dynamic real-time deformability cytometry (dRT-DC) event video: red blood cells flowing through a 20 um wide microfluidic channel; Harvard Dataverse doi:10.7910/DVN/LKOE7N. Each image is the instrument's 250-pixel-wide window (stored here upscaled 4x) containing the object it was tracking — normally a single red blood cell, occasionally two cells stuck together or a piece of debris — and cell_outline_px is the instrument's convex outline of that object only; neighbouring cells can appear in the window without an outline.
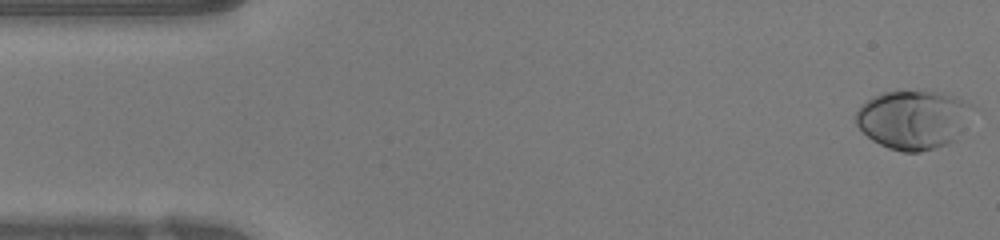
{"species": "human", "species_latin": "Homo sapiens", "temperature_condition": "warm", "stored_images_in_passage": 47, "camera_frame_rate_fps": 3000, "um_per_image_px": 0.085, "donor": {"sex": "female"}, "frame": {"image": 1, "passage_image": 1, "time_ms": 0.0, "image_size_px": [1000, 240], "cell_outline_px": [[972, 104], [952, 140], [936, 148], [920, 152], [904, 152], [888, 148], [872, 140], [856, 124], [856, 112], [860, 104], [872, 96], [884, 92], [936, 92], [956, 96]], "centroid_in_image_um": [77.5, 10.16], "position_along_channel_um": 7.5, "area_um2": 38.78}}
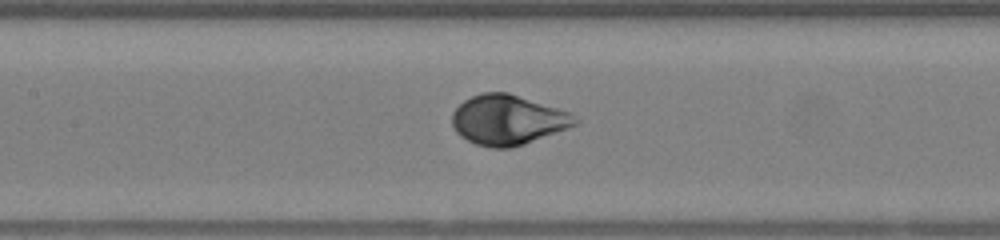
{"frame": {"image": 2, "passage_image": 21, "time_ms": 6.667, "image_size_px": [1000, 240], "cell_outline_px": [[580, 120], [576, 124], [568, 128], [524, 144], [512, 148], [492, 148], [476, 144], [460, 136], [456, 132], [452, 124], [452, 112], [464, 100], [480, 92], [508, 92], [568, 112]], "centroid_in_image_um": [43.13, 10.19], "position_along_channel_um": 164.3, "area_um2": 35.55}}
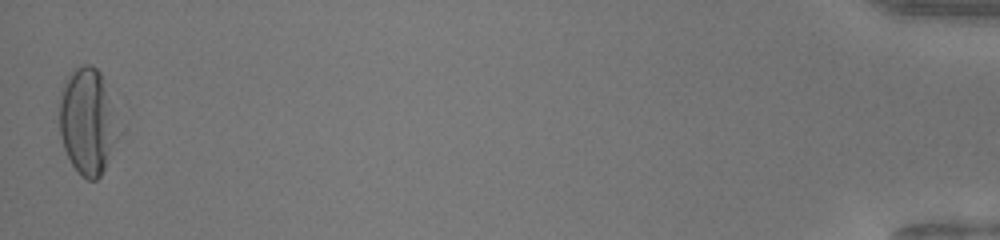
{"frame": {"image": 3, "passage_image": 47, "time_ms": 15.333, "image_size_px": [1000, 240], "cell_outline_px": [[128, 128], [100, 176], [96, 180], [88, 180], [80, 176], [72, 164], [64, 148], [60, 136], [60, 88], [64, 76], [72, 68], [84, 64], [92, 64], [100, 72], [128, 124]], "centroid_in_image_um": [7.6, 10.28], "position_along_channel_um": 427.6, "area_um2": 39.82}, "authors_computed_cell_mechanics": {"area_um2": 35.7782, "velocity_mm_per_s": 4.2289, "shape_relaxation_time_tau1_ms": 2.4625, "shape_relaxation_time_tau2_ms": null, "deformation_change_tau1": 0.1678, "deformation_change_tau2": null}}